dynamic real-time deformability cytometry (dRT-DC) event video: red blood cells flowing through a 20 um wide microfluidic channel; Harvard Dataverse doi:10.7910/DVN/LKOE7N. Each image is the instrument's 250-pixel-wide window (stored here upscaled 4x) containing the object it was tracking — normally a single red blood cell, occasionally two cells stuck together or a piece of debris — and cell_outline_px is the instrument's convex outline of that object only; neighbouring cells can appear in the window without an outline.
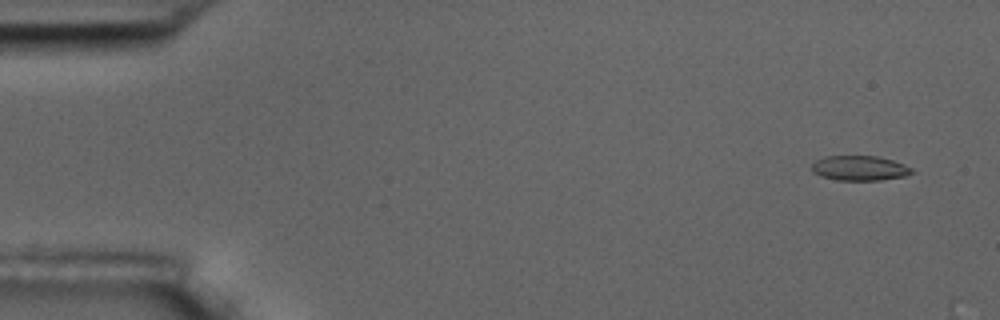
{"species": "common noctule bat (a hibernating species)", "species_latin": "Nyctalus noctula", "temperature_condition": "room temperature", "stored_images_in_passage": 5, "camera_frame_rate_fps": 3000, "um_per_image_px": 0.085, "animal": {"sex": "male", "body_mass_g": 17.5, "forearm_length_mm": 52.3}, "frame": {"image": 1, "passage_image": 1, "time_ms": 0.0, "image_size_px": [1000, 320], "cell_outline_px": [[912, 172], [908, 176], [880, 180], [836, 180], [820, 176], [812, 172], [812, 164], [816, 160], [824, 156], [876, 156], [892, 160], [904, 164], [912, 168]], "centroid_in_image_um": [73.06, 14.29], "position_along_channel_um": 11.9, "area_um2": 14.57}}
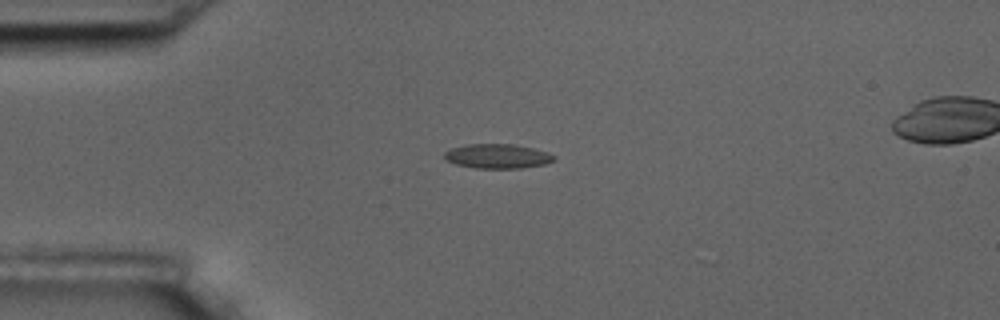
{"frame": {"image": 2, "passage_image": 4, "time_ms": 3.667, "image_size_px": [1000, 320], "cell_outline_px": [[556, 160], [544, 164], [520, 168], [476, 168], [456, 164], [444, 160], [444, 152], [452, 148], [468, 144], [516, 144], [548, 152], [556, 156]], "centroid_in_image_um": [42.29, 13.27], "position_along_channel_um": 42.7, "area_um2": 15.66}}